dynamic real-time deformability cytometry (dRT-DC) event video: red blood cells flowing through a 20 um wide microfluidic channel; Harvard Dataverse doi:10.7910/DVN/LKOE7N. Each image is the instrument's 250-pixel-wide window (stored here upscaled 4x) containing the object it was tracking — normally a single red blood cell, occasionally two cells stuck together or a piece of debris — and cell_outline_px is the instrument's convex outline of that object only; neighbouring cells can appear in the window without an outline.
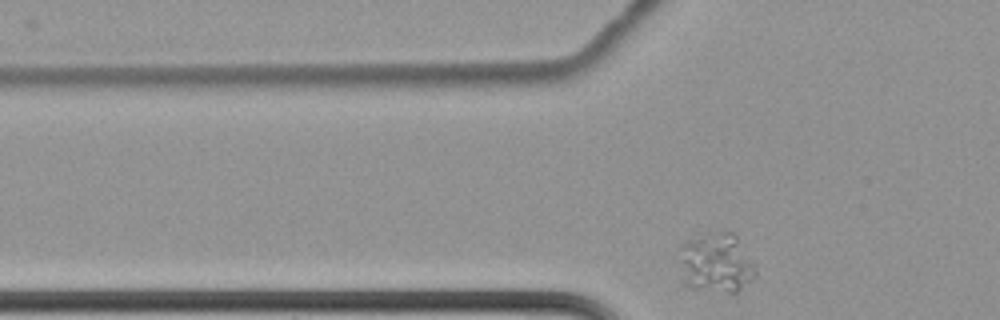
{"species": "common noctule bat (a hibernating species)", "species_latin": "Nyctalus noctula", "temperature_condition": "cold", "stored_images_in_passage": 8, "camera_frame_rate_fps": 3000, "um_per_image_px": 0.085, "animal": {"sex": "female", "body_mass_g": 22.7, "forearm_length_mm": 54.2}, "frame": {"image": 1, "passage_image": 8, "time_ms": 2.333, "image_size_px": [1000, 320], "cell_outline_px": [[756, 276], [736, 292], [728, 292], [688, 288], [684, 284], [680, 248], [680, 244], [704, 232], [724, 228], [728, 228], [736, 236], [756, 264]], "centroid_in_image_um": [60.9, 22.28], "position_along_channel_um": 64.9, "area_um2": 27.05}}